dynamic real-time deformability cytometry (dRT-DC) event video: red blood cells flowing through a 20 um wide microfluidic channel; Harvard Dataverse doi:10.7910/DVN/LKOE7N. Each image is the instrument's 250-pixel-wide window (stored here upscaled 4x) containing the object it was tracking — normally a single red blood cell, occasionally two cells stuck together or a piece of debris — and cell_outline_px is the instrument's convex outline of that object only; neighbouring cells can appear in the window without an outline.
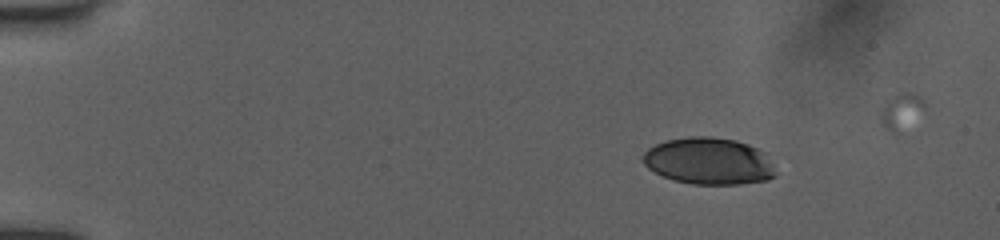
{"species": "human", "species_latin": "Homo sapiens", "temperature_condition": "room temperature", "stored_images_in_passage": 34, "camera_frame_rate_fps": 3000, "um_per_image_px": 0.085, "donor": {"sex": "female"}, "frame": {"image": 1, "passage_image": 1, "time_ms": 0.0, "image_size_px": [1000, 240], "cell_outline_px": [[776, 176], [768, 180], [740, 184], [692, 184], [676, 180], [664, 176], [648, 168], [640, 160], [640, 156], [648, 148], [656, 144], [668, 140], [688, 136], [712, 136], [736, 140], [748, 144], [764, 152], [772, 164], [776, 172]], "centroid_in_image_um": [60.24, 13.69], "position_along_channel_um": 24.8, "area_um2": 36.36}}
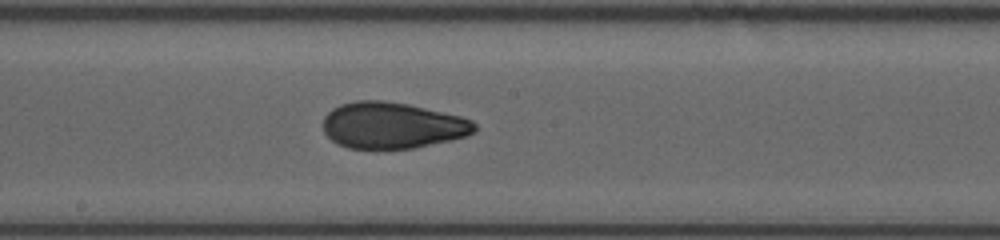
{"frame": {"image": 2, "passage_image": 18, "time_ms": 7.333, "image_size_px": [1000, 240], "cell_outline_px": [[476, 132], [464, 136], [448, 140], [412, 148], [348, 148], [336, 144], [324, 132], [324, 116], [332, 108], [340, 104], [356, 100], [384, 100], [408, 104], [460, 116], [472, 120], [476, 124]], "centroid_in_image_um": [33.31, 10.64], "position_along_channel_um": 214.9, "area_um2": 40.69}}
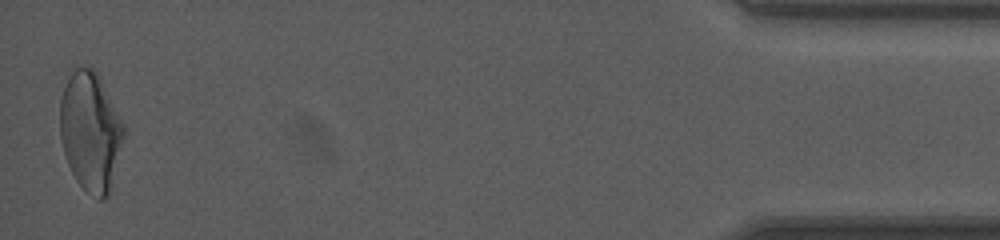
{"frame": {"image": 3, "passage_image": 34, "time_ms": 14.667, "image_size_px": [1000, 240], "cell_outline_px": [[124, 136], [112, 188], [108, 196], [104, 200], [100, 200], [84, 188], [76, 180], [68, 164], [60, 140], [60, 100], [64, 88], [72, 72], [76, 68], [92, 68], [96, 72], [124, 124]], "centroid_in_image_um": [7.7, 11.23], "position_along_channel_um": 427.5, "area_um2": 43.81}, "authors_computed_cell_mechanics": {"area_um2": 40.6334, "velocity_mm_per_s": 3.9822, "shape_relaxation_time_tau1_ms": null, "shape_relaxation_time_tau2_ms": 1.0557, "deformation_change_tau1": null, "deformation_change_tau2": 0.0641}}